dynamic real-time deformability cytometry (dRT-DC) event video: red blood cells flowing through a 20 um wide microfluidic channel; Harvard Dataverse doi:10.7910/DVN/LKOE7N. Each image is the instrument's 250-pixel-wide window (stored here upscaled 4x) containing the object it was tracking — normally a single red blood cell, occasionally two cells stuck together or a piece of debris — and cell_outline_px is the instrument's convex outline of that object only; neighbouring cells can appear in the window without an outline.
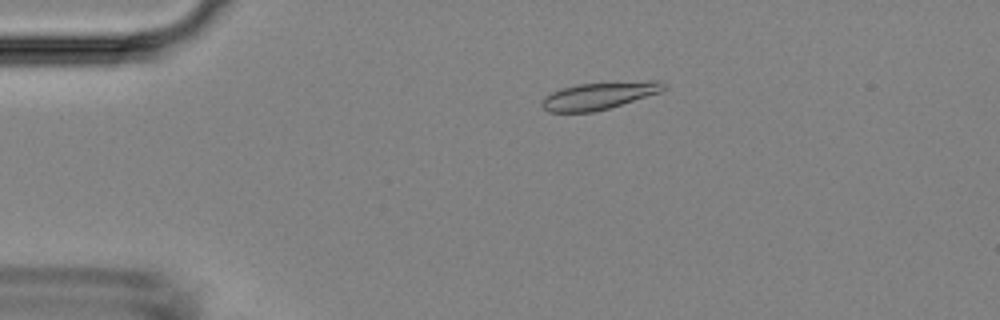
{"species": "Egyptian fruit bat (a non-hibernating species)", "species_latin": "Rousettus aegyptiacus", "temperature_condition": "room temperature", "stored_images_in_passage": 49, "camera_frame_rate_fps": 3000, "um_per_image_px": 0.085, "animal": {"sex": "female"}, "frame": {"image": 1, "passage_image": 10, "time_ms": 3.0, "image_size_px": [1000, 320], "cell_outline_px": [[668, 88], [660, 92], [608, 108], [592, 112], [548, 112], [540, 104], [540, 100], [544, 96], [552, 92], [576, 84], [648, 80], [660, 80], [668, 84]], "centroid_in_image_um": [50.95, 8.12], "position_along_channel_um": 34.1, "area_um2": 19.48}}
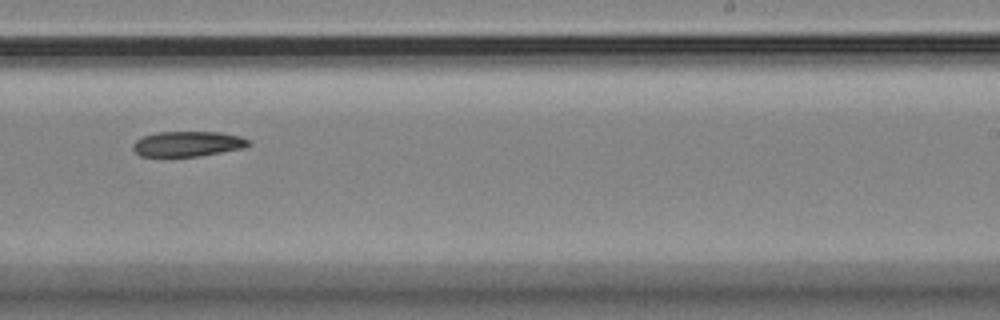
{"frame": {"image": 2, "passage_image": 31, "time_ms": 10.0, "image_size_px": [1000, 320], "cell_outline_px": [[252, 144], [244, 148], [200, 156], [140, 156], [132, 148], [132, 144], [136, 140], [144, 136], [156, 132], [220, 132], [240, 136], [252, 140]], "centroid_in_image_um": [16.0, 12.22], "position_along_channel_um": 273.0, "area_um2": 17.11}}
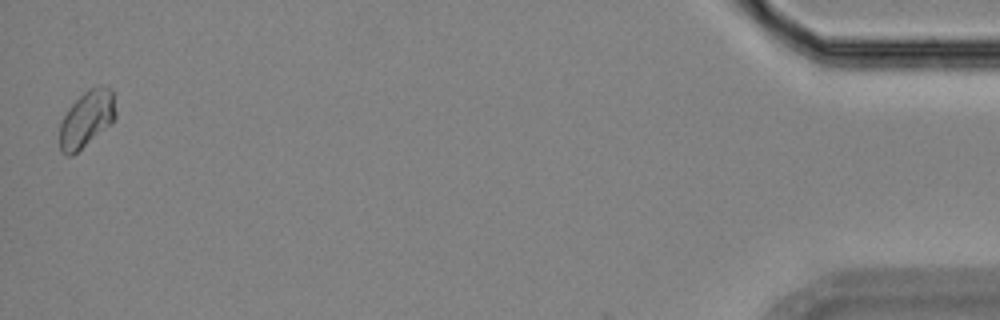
{"frame": {"image": 3, "passage_image": 49, "time_ms": 16.0, "image_size_px": [1000, 320], "cell_outline_px": [[116, 116], [112, 124], [72, 156], [68, 156], [60, 152], [60, 120], [68, 108], [88, 88], [104, 84], [112, 88], [116, 112]], "centroid_in_image_um": [7.38, 10.1], "position_along_channel_um": 427.8, "area_um2": 18.79}}